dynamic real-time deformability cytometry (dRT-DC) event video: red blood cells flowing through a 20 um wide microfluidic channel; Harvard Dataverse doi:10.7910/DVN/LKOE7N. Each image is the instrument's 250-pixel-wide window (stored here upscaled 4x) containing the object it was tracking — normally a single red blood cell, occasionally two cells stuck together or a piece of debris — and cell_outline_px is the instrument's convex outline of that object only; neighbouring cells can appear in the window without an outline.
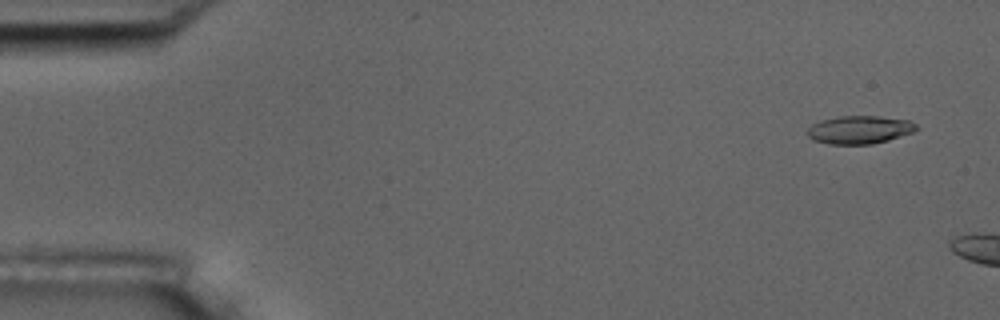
{"species": "common noctule bat (a hibernating species)", "species_latin": "Nyctalus noctula", "temperature_condition": "room temperature", "stored_images_in_passage": 3, "camera_frame_rate_fps": 3000, "um_per_image_px": 0.085, "animal": {"sex": "male", "body_mass_g": 17.5, "forearm_length_mm": 52.3}, "frame": {"image": 1, "passage_image": 1, "time_ms": 0.0, "image_size_px": [1000, 320], "cell_outline_px": [[920, 128], [912, 132], [888, 140], [872, 144], [828, 144], [812, 140], [808, 136], [808, 128], [812, 124], [820, 120], [840, 116], [876, 116], [908, 120], [916, 124]], "centroid_in_image_um": [73.04, 11.03], "position_along_channel_um": 12.0, "area_um2": 17.8}}